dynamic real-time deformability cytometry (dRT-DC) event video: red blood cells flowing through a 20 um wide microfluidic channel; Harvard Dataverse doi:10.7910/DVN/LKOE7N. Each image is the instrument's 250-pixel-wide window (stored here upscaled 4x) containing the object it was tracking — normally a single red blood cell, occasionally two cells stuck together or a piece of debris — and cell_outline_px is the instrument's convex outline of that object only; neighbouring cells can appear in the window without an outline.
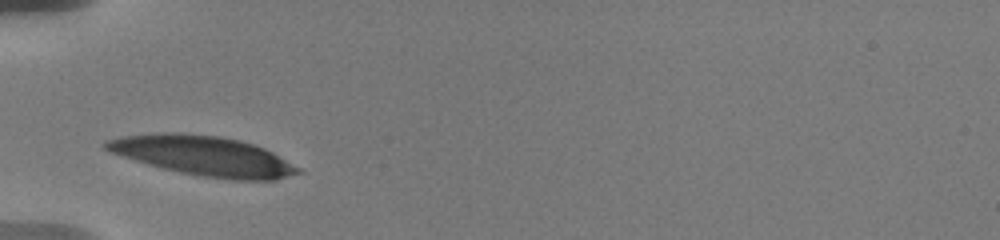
{"species": "human", "species_latin": "Homo sapiens", "temperature_condition": "warm", "stored_images_in_passage": 25, "camera_frame_rate_fps": 3000, "um_per_image_px": 0.085, "donor": {"sex": "male"}, "frame": {"image": 1, "passage_image": 1, "time_ms": 0.0, "image_size_px": [1000, 240], "cell_outline_px": [[304, 172], [276, 180], [232, 180], [204, 176], [180, 172], [148, 164], [108, 152], [104, 148], [104, 140], [120, 136], [160, 132], [180, 132], [220, 136], [240, 140], [264, 148], [272, 152], [300, 168]], "centroid_in_image_um": [17.27, 13.23], "position_along_channel_um": 67.7, "area_um2": 44.51}}
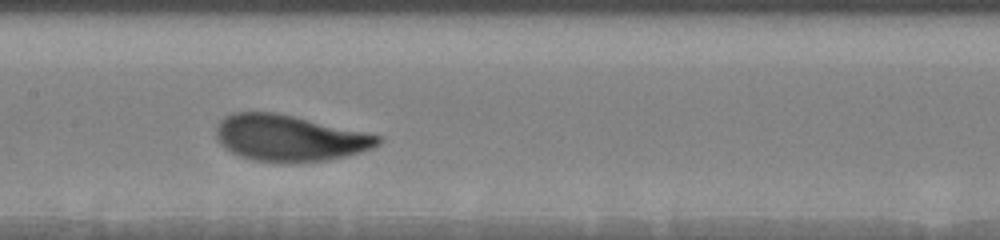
{"frame": {"image": 2, "passage_image": 10, "time_ms": 3.333, "image_size_px": [1000, 240], "cell_outline_px": [[384, 140], [380, 144], [372, 148], [348, 156], [324, 160], [292, 164], [284, 164], [252, 160], [240, 156], [224, 148], [216, 140], [216, 124], [224, 116], [232, 112], [276, 112], [384, 136]], "centroid_in_image_um": [24.59, 11.75], "position_along_channel_um": 182.8, "area_um2": 44.39}}
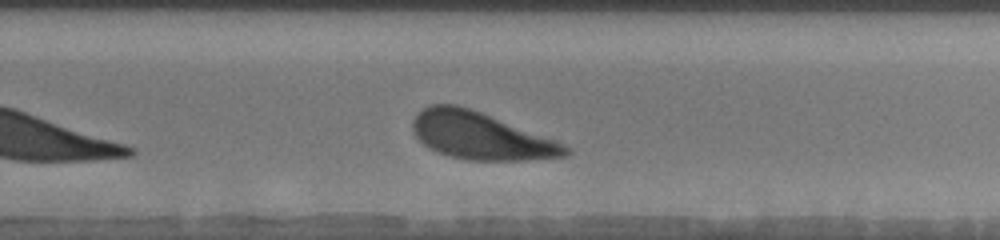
{"frame": {"image": 3, "passage_image": 18, "time_ms": 6.333, "image_size_px": [1000, 240], "cell_outline_px": [[572, 152], [568, 156], [524, 160], [468, 160], [436, 152], [428, 148], [416, 136], [412, 128], [412, 120], [424, 108], [432, 104], [456, 104], [480, 112], [556, 140], [572, 148]], "centroid_in_image_um": [40.88, 11.56], "position_along_channel_um": 288.9, "area_um2": 41.67}, "authors_computed_cell_mechanics": {"area_um2": 43.5812, "velocity_mm_per_s": 3.5444, "shape_relaxation_time_tau1_ms": 2.0897, "shape_relaxation_time_tau2_ms": null, "deformation_change_tau1": 0.1318, "deformation_change_tau2": null}}